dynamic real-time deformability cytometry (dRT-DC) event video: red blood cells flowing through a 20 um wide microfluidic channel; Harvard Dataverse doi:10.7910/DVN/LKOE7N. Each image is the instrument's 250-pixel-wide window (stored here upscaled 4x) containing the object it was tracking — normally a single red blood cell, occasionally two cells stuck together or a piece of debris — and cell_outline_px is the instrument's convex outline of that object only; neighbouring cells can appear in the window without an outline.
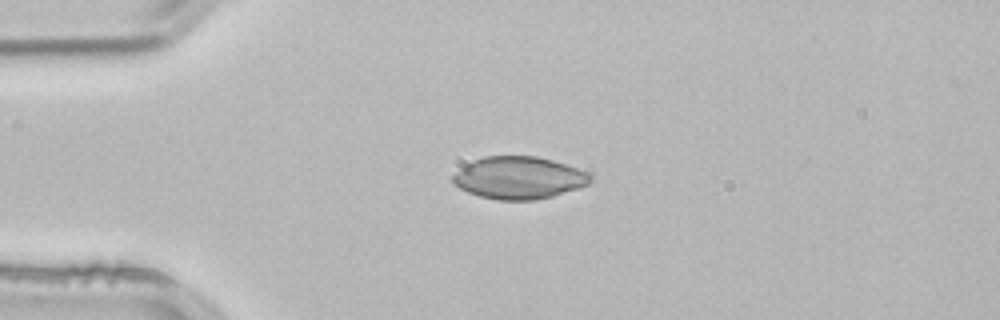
{"species": "common noctule bat (a hibernating species)", "species_latin": "Nyctalus noctula", "temperature_condition": "room temperature", "stored_images_in_passage": 2, "camera_frame_rate_fps": 3000, "um_per_image_px": 0.085, "animal": {"sex": "male", "body_mass_g": 21.5, "forearm_length_mm": 52.0}, "frame": {"image": 1, "passage_image": 2, "time_ms": 0.333, "image_size_px": [1000, 320], "cell_outline_px": [[592, 180], [588, 184], [580, 188], [552, 196], [536, 200], [496, 200], [480, 196], [468, 192], [452, 184], [452, 176], [456, 172], [472, 160], [484, 156], [536, 156], [552, 160], [588, 172], [592, 176]], "centroid_in_image_um": [44.1, 15.12], "position_along_channel_um": 40.9, "area_um2": 33.99}}